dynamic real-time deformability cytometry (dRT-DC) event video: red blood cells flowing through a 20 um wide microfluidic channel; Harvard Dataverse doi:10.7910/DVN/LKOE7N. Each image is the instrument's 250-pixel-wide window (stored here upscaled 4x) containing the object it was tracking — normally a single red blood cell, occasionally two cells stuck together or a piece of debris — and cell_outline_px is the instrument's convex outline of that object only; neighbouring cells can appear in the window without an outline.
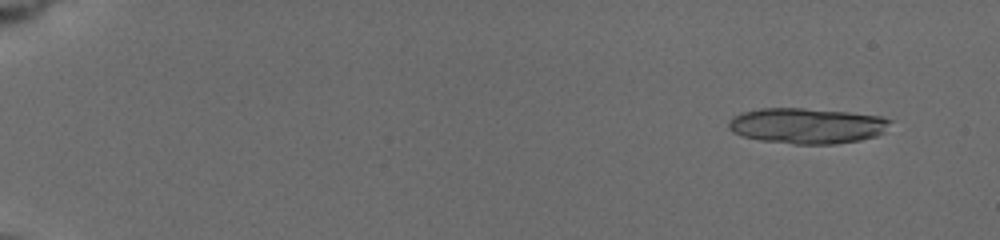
{"species": "common noctule bat (a hibernating species)", "species_latin": "Nyctalus noctula", "temperature_condition": "cold", "stored_images_in_passage": 8, "camera_frame_rate_fps": 3000, "um_per_image_px": 0.085, "animal": {"sex": "female", "body_mass_g": 19.5, "forearm_length_mm": 54.1}, "frame": {"image": 1, "passage_image": 2, "time_ms": 1.333, "image_size_px": [1000, 240], "cell_outline_px": [[892, 120], [884, 132], [876, 136], [860, 140], [832, 144], [796, 144], [760, 140], [740, 136], [732, 132], [728, 128], [728, 120], [732, 116], [744, 112], [760, 108], [804, 108], [848, 112], [880, 116]], "centroid_in_image_um": [68.56, 10.69], "position_along_channel_um": 16.4, "area_um2": 33.64}}